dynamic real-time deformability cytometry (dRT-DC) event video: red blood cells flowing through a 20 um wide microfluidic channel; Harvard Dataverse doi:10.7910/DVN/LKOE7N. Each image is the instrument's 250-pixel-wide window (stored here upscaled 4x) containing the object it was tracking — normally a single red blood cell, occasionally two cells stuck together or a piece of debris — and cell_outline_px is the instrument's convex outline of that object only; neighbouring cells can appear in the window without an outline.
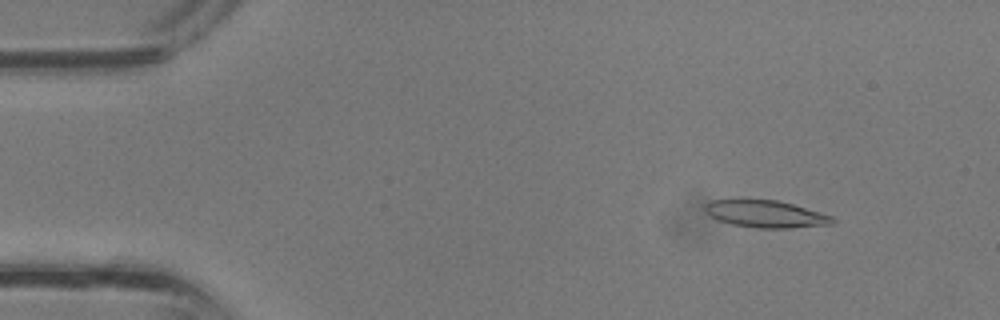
{"species": "common noctule bat (a hibernating species)", "species_latin": "Nyctalus noctula", "temperature_condition": "room temperature", "stored_images_in_passage": 35, "camera_frame_rate_fps": 3000, "um_per_image_px": 0.085, "animal": {"sex": "male", "body_mass_g": 13.3}, "frame": {"image": 1, "passage_image": 3, "time_ms": 0.667, "image_size_px": [1000, 320], "cell_outline_px": [[836, 220], [832, 224], [788, 228], [756, 228], [732, 224], [708, 216], [704, 208], [704, 204], [712, 200], [732, 196], [740, 196], [776, 200], [792, 204], [832, 216]], "centroid_in_image_um": [64.96, 18.13], "position_along_channel_um": 20.0, "area_um2": 20.98}}
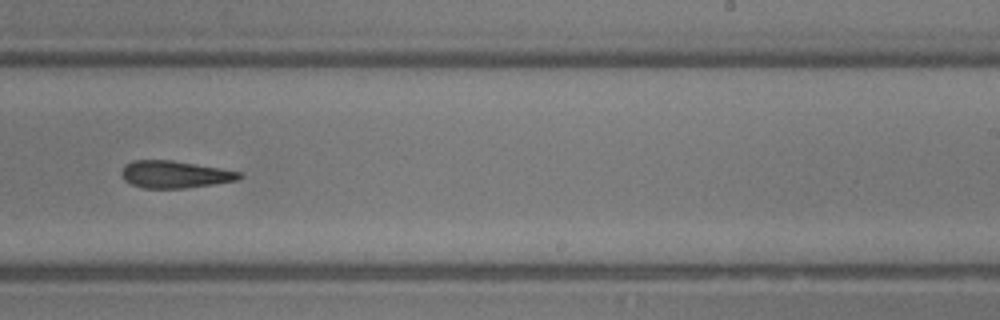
{"frame": {"image": 2, "passage_image": 21, "time_ms": 6.667, "image_size_px": [1000, 320], "cell_outline_px": [[244, 176], [236, 180], [216, 184], [184, 188], [144, 188], [132, 184], [124, 180], [120, 172], [124, 164], [132, 160], [172, 160], [244, 172]], "centroid_in_image_um": [14.87, 14.82], "position_along_channel_um": 274.1, "area_um2": 18.84}}
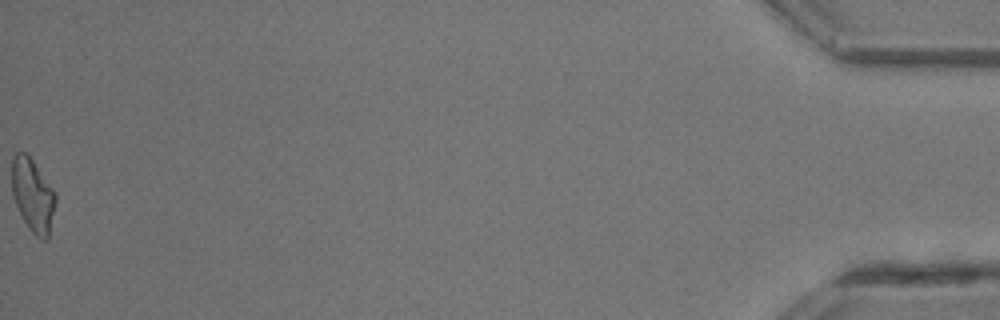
{"frame": {"image": 3, "passage_image": 35, "time_ms": 11.333, "image_size_px": [1000, 320], "cell_outline_px": [[56, 200], [48, 236], [44, 240], [40, 240], [28, 228], [12, 196], [12, 156], [16, 152], [24, 152], [32, 160], [56, 192]], "centroid_in_image_um": [2.78, 16.58], "position_along_channel_um": 432.4, "area_um2": 18.44}}